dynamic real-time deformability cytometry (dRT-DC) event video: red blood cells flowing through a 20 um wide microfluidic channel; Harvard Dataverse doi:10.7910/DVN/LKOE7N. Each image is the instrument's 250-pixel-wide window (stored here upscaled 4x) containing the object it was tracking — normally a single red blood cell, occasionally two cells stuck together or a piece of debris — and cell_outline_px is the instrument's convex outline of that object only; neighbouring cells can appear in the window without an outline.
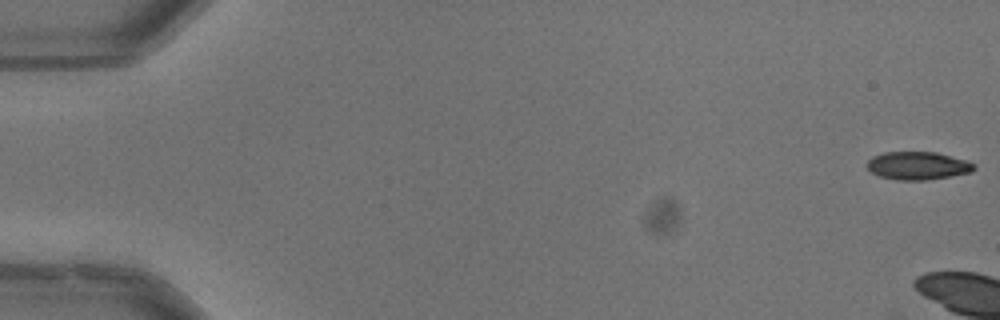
{"species": "common noctule bat (a hibernating species)", "species_latin": "Nyctalus noctula", "temperature_condition": "warm", "stored_images_in_passage": 5, "camera_frame_rate_fps": 3000, "um_per_image_px": 0.085, "animal": {"sex": "male", "body_mass_g": 13.3}, "frame": {"image": 1, "passage_image": 1, "time_ms": 0.0, "image_size_px": [1000, 320], "cell_outline_px": [[976, 168], [972, 172], [928, 180], [896, 180], [880, 176], [872, 172], [864, 164], [872, 156], [884, 152], [936, 152], [968, 160], [976, 164]], "centroid_in_image_um": [78.03, 14.08], "position_along_channel_um": 7.0, "area_um2": 17.69}}